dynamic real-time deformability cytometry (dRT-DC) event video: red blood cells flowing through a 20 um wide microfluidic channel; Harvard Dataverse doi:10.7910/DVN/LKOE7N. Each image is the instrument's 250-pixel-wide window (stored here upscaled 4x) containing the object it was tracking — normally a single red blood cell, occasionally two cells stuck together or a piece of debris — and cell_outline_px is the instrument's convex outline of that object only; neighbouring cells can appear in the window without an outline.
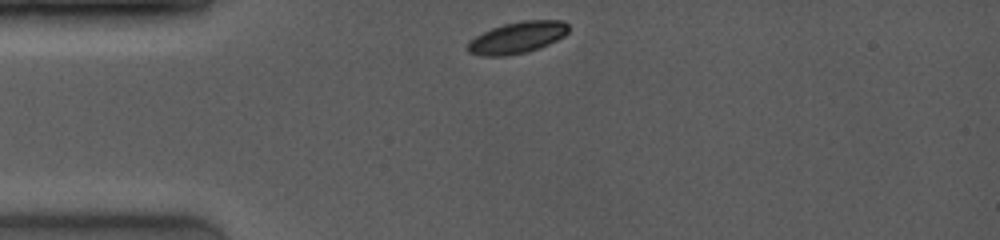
{"species": "common noctule bat (a hibernating species)", "species_latin": "Nyctalus noctula", "temperature_condition": "room temperature", "stored_images_in_passage": 18, "camera_frame_rate_fps": 4000, "um_per_image_px": 0.085, "animal": {"sex": "female", "body_mass_g": 19.0, "forearm_length_mm": 53.3}, "frame": {"image": 1, "passage_image": 1, "time_ms": 0.0, "image_size_px": [1000, 240], "cell_outline_px": [[568, 32], [564, 36], [548, 44], [528, 52], [508, 56], [480, 56], [468, 52], [464, 48], [476, 36], [492, 28], [504, 24], [524, 20], [564, 20], [568, 24]], "centroid_in_image_um": [43.97, 3.2], "position_along_channel_um": 41.0, "area_um2": 18.61}}